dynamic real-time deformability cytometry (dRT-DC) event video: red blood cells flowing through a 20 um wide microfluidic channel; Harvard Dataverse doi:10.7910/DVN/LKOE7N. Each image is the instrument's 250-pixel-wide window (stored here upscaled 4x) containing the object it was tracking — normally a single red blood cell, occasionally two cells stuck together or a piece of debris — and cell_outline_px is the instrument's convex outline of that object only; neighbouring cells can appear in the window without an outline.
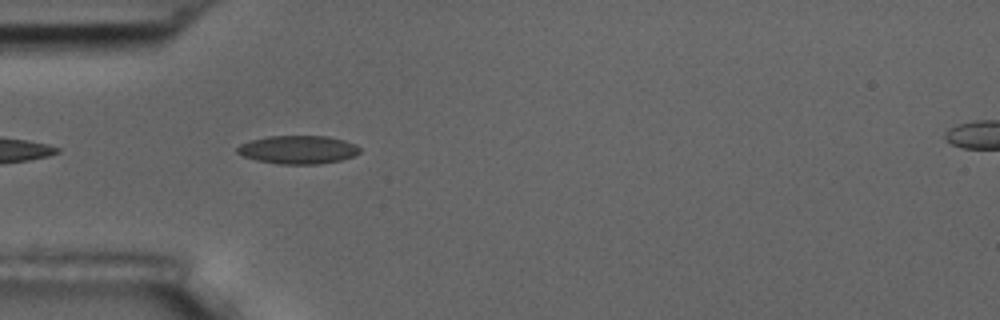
{"species": "common noctule bat (a hibernating species)", "species_latin": "Nyctalus noctula", "temperature_condition": "room temperature", "stored_images_in_passage": 15, "camera_frame_rate_fps": 3000, "um_per_image_px": 0.085, "animal": {"sex": "male", "body_mass_g": 17.5, "forearm_length_mm": 52.3}, "frame": {"image": 1, "passage_image": 5, "time_ms": 5.333, "image_size_px": [1000, 320], "cell_outline_px": [[360, 152], [352, 156], [340, 160], [320, 164], [280, 164], [256, 160], [240, 156], [236, 152], [236, 148], [240, 144], [252, 140], [268, 136], [328, 136], [344, 140], [356, 144], [360, 148]], "centroid_in_image_um": [25.31, 12.72], "position_along_channel_um": 59.7, "area_um2": 20.29}}
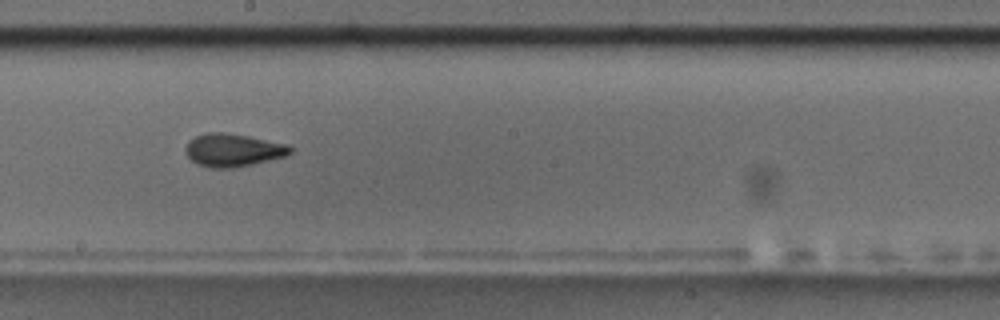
{"frame": {"image": 2, "passage_image": 9, "time_ms": 10.0, "image_size_px": [1000, 320], "cell_outline_px": [[292, 152], [284, 156], [252, 164], [232, 168], [208, 168], [196, 164], [184, 152], [184, 148], [188, 140], [196, 136], [208, 132], [224, 132], [248, 136], [288, 144], [292, 148]], "centroid_in_image_um": [19.76, 12.76], "position_along_channel_um": 228.4, "area_um2": 20.17}, "authors_computed_cell_mechanics": {"area_um2": 19.7098, "velocity_mm_per_s": 3.6773, "shape_relaxation_time_tau1_ms": 9.1796, "shape_relaxation_time_tau2_ms": null, "deformation_change_tau1": 0.1983, "deformation_change_tau2": null}}